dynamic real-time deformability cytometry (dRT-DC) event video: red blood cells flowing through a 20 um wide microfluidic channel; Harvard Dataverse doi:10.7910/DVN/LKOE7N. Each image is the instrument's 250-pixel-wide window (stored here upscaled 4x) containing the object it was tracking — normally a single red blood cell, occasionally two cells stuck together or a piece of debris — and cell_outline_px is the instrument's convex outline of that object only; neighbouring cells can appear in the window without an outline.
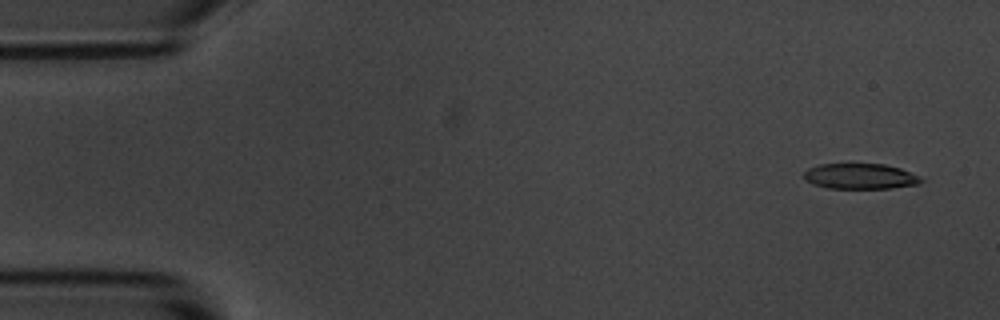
{"species": "common noctule bat (a hibernating species)", "species_latin": "Nyctalus noctula", "temperature_condition": "room temperature", "stored_images_in_passage": 4, "camera_frame_rate_fps": 3000, "um_per_image_px": 0.085, "animal": {"sex": "male", "body_mass_g": 20.1, "forearm_length_mm": 53.5}, "frame": {"image": 1, "passage_image": 1, "time_ms": 0.0, "image_size_px": [1000, 320], "cell_outline_px": [[924, 180], [920, 184], [892, 188], [828, 188], [812, 184], [804, 180], [804, 172], [808, 168], [820, 164], [884, 164], [900, 168]], "centroid_in_image_um": [73.08, 14.99], "position_along_channel_um": 11.9, "area_um2": 17.34}}
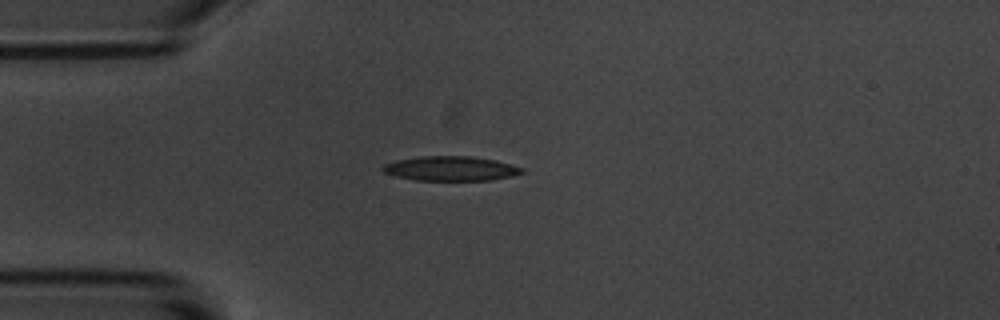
{"frame": {"image": 2, "passage_image": 4, "time_ms": 1.0, "image_size_px": [1000, 320], "cell_outline_px": [[524, 172], [512, 176], [492, 180], [416, 180], [396, 176], [384, 172], [380, 168], [384, 164], [396, 160], [420, 156], [468, 156], [496, 160], [524, 168]], "centroid_in_image_um": [38.31, 14.32], "position_along_channel_um": 46.7, "area_um2": 19.88}}